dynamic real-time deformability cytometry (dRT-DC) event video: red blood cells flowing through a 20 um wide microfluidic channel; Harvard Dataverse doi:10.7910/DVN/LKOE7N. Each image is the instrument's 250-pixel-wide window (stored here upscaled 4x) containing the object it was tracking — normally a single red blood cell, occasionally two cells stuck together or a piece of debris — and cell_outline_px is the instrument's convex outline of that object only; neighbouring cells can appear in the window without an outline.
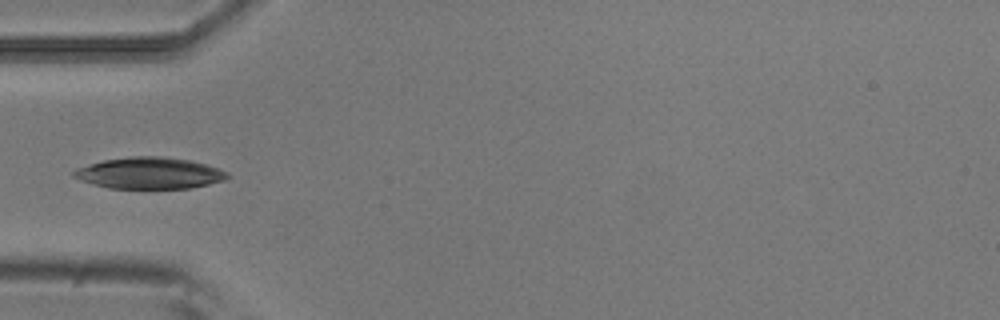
{"species": "common noctule bat (a hibernating species)", "species_latin": "Nyctalus noctula", "temperature_condition": "room temperature", "stored_images_in_passage": 6, "camera_frame_rate_fps": 3000, "um_per_image_px": 0.085, "animal": {"sex": "male", "body_mass_g": 20.5, "forearm_length_mm": 52.5}, "frame": {"image": 1, "passage_image": 5, "time_ms": 1.333, "image_size_px": [1000, 320], "cell_outline_px": [[228, 176], [224, 180], [192, 188], [108, 188], [92, 184], [80, 180], [72, 176], [72, 172], [76, 168], [104, 160], [132, 156], [164, 156], [192, 160], [228, 172]], "centroid_in_image_um": [12.68, 14.71], "position_along_channel_um": 72.3, "area_um2": 28.09}}
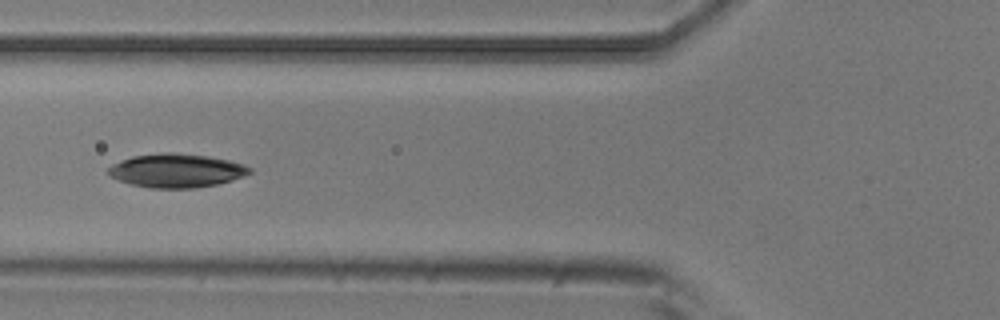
{"frame": {"image": 2, "passage_image": 6, "time_ms": 1.667, "image_size_px": [1000, 320], "cell_outline_px": [[252, 172], [244, 176], [232, 180], [216, 184], [196, 188], [148, 188], [132, 184], [120, 180], [112, 176], [108, 172], [108, 168], [112, 164], [132, 156], [160, 152], [172, 152], [208, 156], [228, 160], [244, 164], [252, 168]], "centroid_in_image_um": [15.02, 14.49], "position_along_channel_um": 110.8, "area_um2": 27.74}}